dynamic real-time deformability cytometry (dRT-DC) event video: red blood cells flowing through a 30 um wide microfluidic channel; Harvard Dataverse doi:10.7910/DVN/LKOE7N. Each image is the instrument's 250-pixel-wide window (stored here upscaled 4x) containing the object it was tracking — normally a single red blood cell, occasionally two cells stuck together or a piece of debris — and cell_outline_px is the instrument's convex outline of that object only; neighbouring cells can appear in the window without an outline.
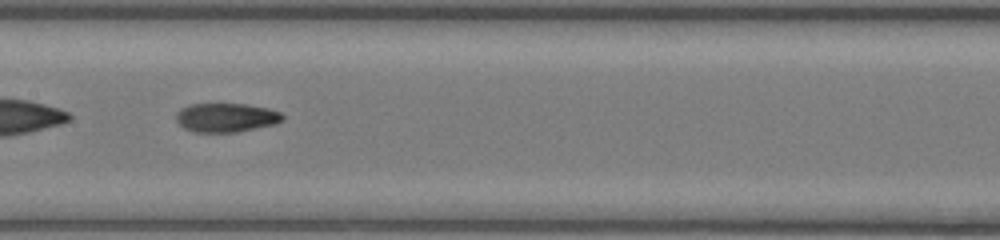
{"species": "common noctule bat (a hibernating species)", "species_latin": "Nyctalus noctula", "temperature_condition": "room temperature", "stored_images_in_passage": 49, "segment_of_instrument_passage": [2, 2], "camera_frame_rate_fps": 3000, "um_per_image_px": 0.085, "animal": {"sex": "female", "body_mass_g": 17.0, "forearm_length_mm": 48.0}, "frame": {"image": 1, "passage_image": 24, "time_ms": 7.667, "image_size_px": [1000, 240], "cell_outline_px": [[284, 120], [276, 124], [236, 132], [192, 132], [184, 128], [176, 120], [176, 112], [180, 108], [192, 104], [244, 104], [268, 108], [280, 112], [284, 116]], "centroid_in_image_um": [19.22, 9.99], "position_along_channel_um": 188.2, "area_um2": 18.03}}
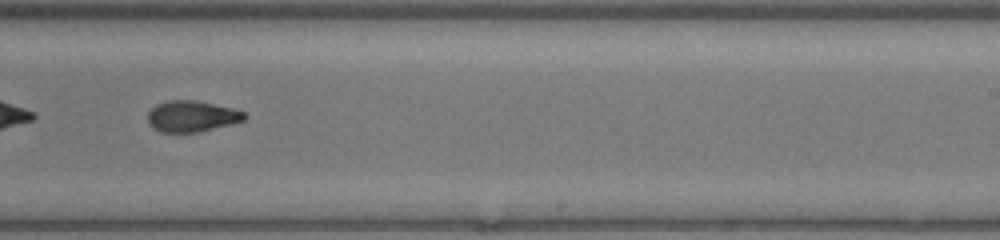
{"frame": {"image": 2, "passage_image": 30, "time_ms": 9.667, "image_size_px": [1000, 240], "cell_outline_px": [[248, 116], [244, 120], [232, 124], [200, 132], [160, 132], [152, 128], [148, 124], [148, 112], [156, 104], [168, 100], [196, 100], [232, 108], [244, 112]], "centroid_in_image_um": [16.29, 9.89], "position_along_channel_um": 272.7, "area_um2": 17.69}}
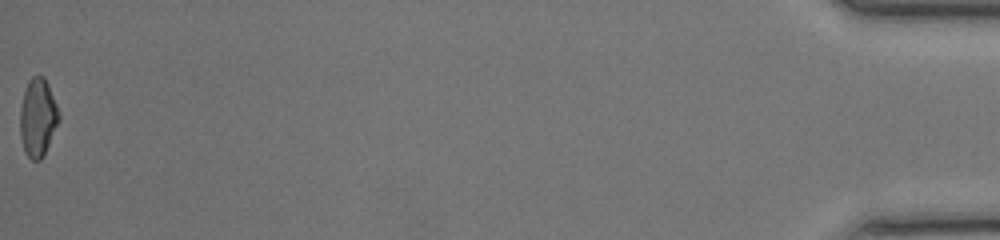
{"frame": {"image": 3, "passage_image": 49, "time_ms": 16.0, "image_size_px": [1000, 240], "cell_outline_px": [[60, 120], [40, 160], [32, 160], [24, 152], [20, 136], [20, 108], [24, 92], [28, 80], [32, 76], [44, 76], [48, 84], [56, 104], [60, 116]], "centroid_in_image_um": [3.2, 9.97], "position_along_channel_um": 432.0, "area_um2": 17.51}}